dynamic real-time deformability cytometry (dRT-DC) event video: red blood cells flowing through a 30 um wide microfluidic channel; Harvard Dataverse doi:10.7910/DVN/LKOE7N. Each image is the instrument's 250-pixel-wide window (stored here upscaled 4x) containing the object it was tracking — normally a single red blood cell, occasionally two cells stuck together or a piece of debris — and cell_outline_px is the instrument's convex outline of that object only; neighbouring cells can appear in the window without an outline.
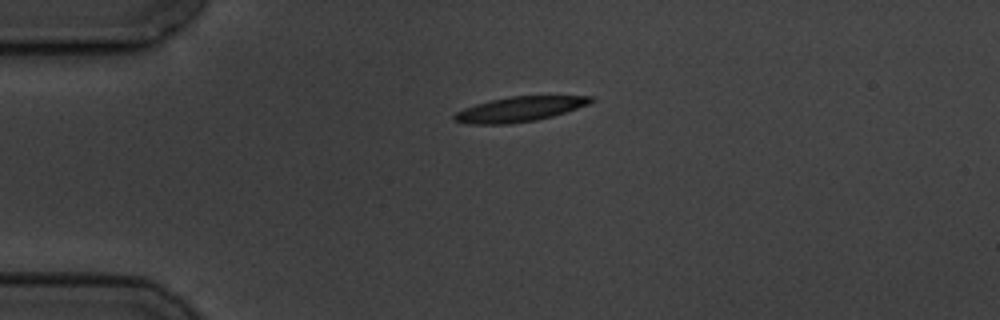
{"species": "common noctule bat (a hibernating species)", "species_latin": "Nyctalus noctula", "temperature_condition": "cold", "stored_images_in_passage": 2, "camera_frame_rate_fps": 3000, "um_per_image_px": 0.085, "animal": {"sex": "male", "body_mass_g": 19.5, "forearm_length_mm": 54.6}, "frame": {"image": 1, "passage_image": 1, "time_ms": 0.0, "image_size_px": [1000, 320], "cell_outline_px": [[596, 100], [588, 104], [552, 116], [536, 120], [508, 124], [472, 124], [456, 120], [452, 116], [456, 112], [464, 108], [476, 104], [492, 100], [512, 96], [596, 96]], "centroid_in_image_um": [44.19, 9.27], "position_along_channel_um": 40.8, "area_um2": 19.54}}